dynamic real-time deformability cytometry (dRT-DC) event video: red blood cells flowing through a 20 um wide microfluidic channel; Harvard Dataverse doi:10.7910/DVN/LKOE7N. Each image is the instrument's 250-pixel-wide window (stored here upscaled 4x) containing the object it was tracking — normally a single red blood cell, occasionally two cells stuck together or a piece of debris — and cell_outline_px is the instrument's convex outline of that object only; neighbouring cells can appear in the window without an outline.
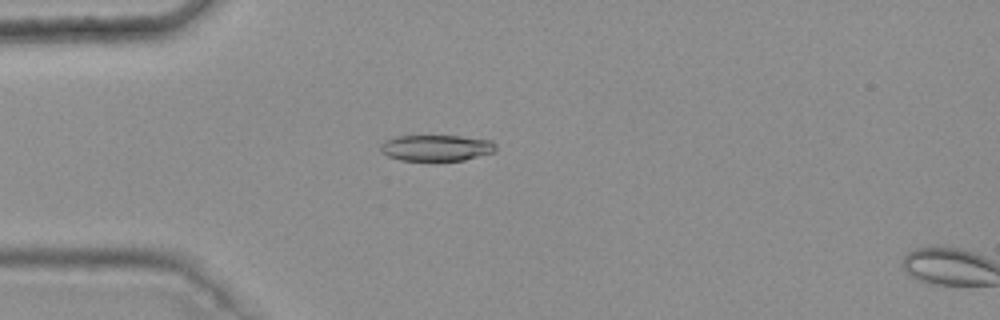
{"species": "common noctule bat (a hibernating species)", "species_latin": "Nyctalus noctula", "temperature_condition": "warm", "stored_images_in_passage": 6, "camera_frame_rate_fps": 3000, "um_per_image_px": 0.085, "animal": {"sex": "female", "body_mass_g": 25.1}, "frame": {"image": 1, "passage_image": 5, "time_ms": 1.333, "image_size_px": [1000, 320], "cell_outline_px": [[496, 152], [464, 160], [400, 160], [388, 156], [380, 152], [380, 144], [384, 140], [396, 136], [460, 136], [492, 140], [496, 144]], "centroid_in_image_um": [37.09, 12.56], "position_along_channel_um": 47.9, "area_um2": 17.69}}